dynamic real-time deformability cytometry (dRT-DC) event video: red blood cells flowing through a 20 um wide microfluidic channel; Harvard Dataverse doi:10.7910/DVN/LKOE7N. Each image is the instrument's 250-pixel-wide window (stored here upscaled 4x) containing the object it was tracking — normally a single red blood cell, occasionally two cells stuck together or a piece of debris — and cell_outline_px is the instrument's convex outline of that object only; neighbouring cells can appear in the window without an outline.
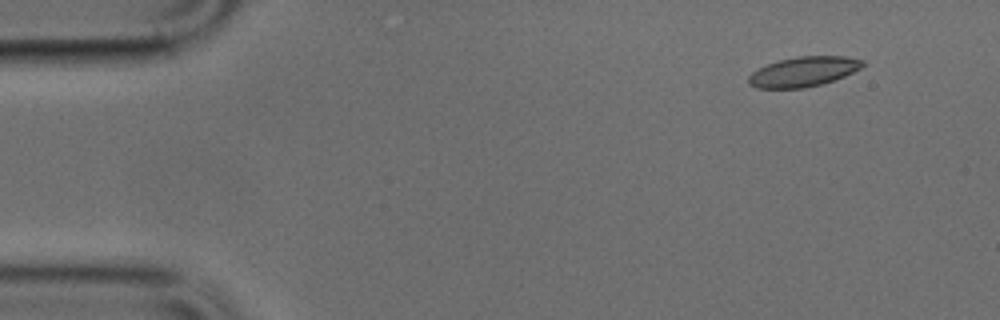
{"species": "common noctule bat (a hibernating species)", "species_latin": "Nyctalus noctula", "temperature_condition": "cold", "stored_images_in_passage": 46, "camera_frame_rate_fps": 3000, "um_per_image_px": 0.085, "animal": {"sex": "male", "body_mass_g": 17.9, "forearm_length_mm": 54.2}, "frame": {"image": 1, "passage_image": 1, "time_ms": 0.0, "image_size_px": [1000, 320], "cell_outline_px": [[864, 64], [860, 68], [844, 76], [820, 84], [804, 88], [756, 88], [748, 84], [748, 76], [752, 72], [768, 64], [780, 60], [796, 56], [844, 56], [864, 60]], "centroid_in_image_um": [68.27, 6.09], "position_along_channel_um": 16.7, "area_um2": 19.65}}
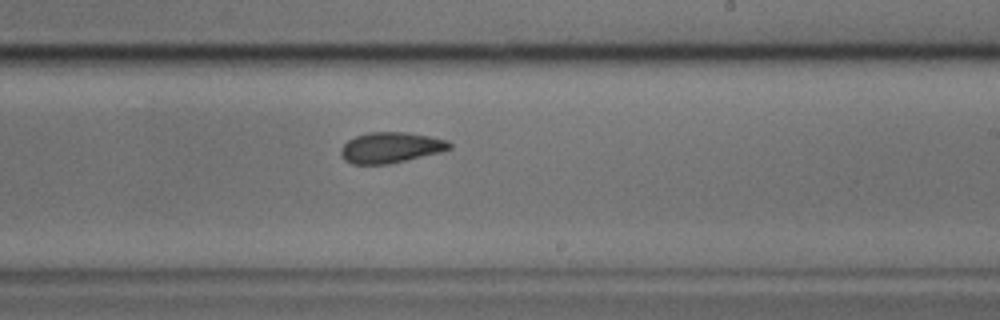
{"frame": {"image": 2, "passage_image": 26, "time_ms": 8.333, "image_size_px": [1000, 320], "cell_outline_px": [[452, 148], [440, 152], [388, 164], [352, 164], [344, 160], [340, 156], [340, 148], [348, 140], [356, 136], [368, 132], [408, 132], [448, 140], [452, 144]], "centroid_in_image_um": [33.19, 12.54], "position_along_channel_um": 255.8, "area_um2": 19.48}}
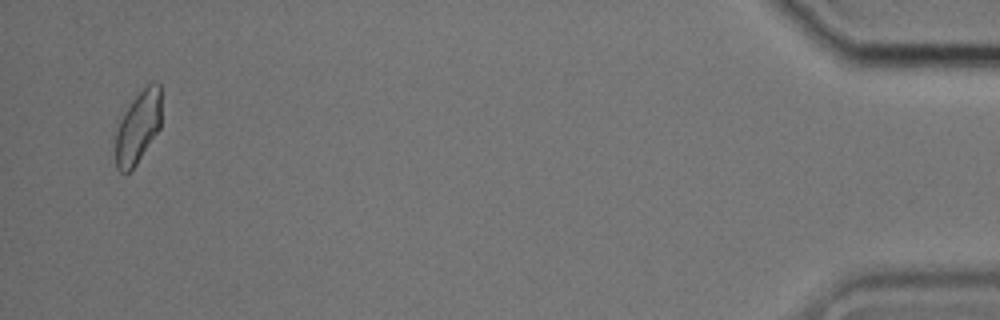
{"frame": {"image": 3, "passage_image": 45, "time_ms": 14.667, "image_size_px": [1000, 320], "cell_outline_px": [[160, 128], [136, 164], [128, 172], [120, 172], [116, 168], [116, 132], [120, 120], [124, 112], [132, 100], [148, 84], [156, 80], [160, 84]], "centroid_in_image_um": [11.73, 10.79], "position_along_channel_um": 423.5, "area_um2": 19.02}}